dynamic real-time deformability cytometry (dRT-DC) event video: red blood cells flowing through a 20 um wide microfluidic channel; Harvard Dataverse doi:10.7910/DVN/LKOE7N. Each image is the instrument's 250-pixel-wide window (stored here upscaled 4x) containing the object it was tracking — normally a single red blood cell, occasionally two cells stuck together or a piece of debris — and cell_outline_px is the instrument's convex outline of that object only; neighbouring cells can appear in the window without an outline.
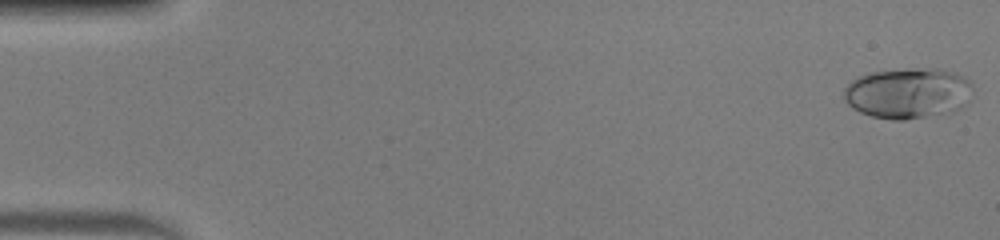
{"species": "human", "species_latin": "Homo sapiens", "temperature_condition": "warm", "stored_images_in_passage": 51, "camera_frame_rate_fps": 3000, "um_per_image_px": 0.085, "donor": {"sex": "male"}, "frame": {"image": 1, "passage_image": 1, "time_ms": 0.0, "image_size_px": [1000, 240], "cell_outline_px": [[972, 88], [964, 104], [960, 108], [952, 112], [904, 120], [892, 120], [872, 116], [860, 112], [852, 108], [844, 100], [844, 88], [852, 80], [860, 76], [872, 72], [932, 68], [936, 68], [956, 72], [972, 80]], "centroid_in_image_um": [77.18, 7.92], "position_along_channel_um": 7.8, "area_um2": 37.92}}
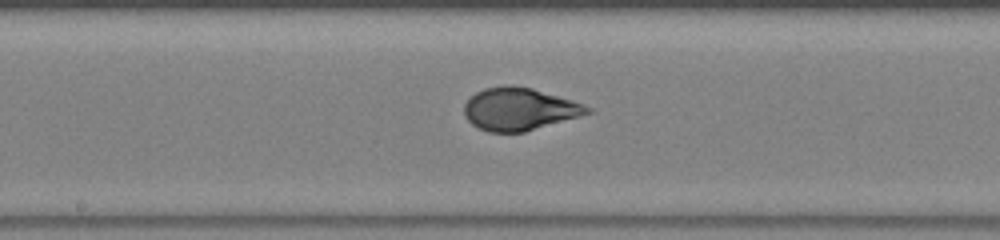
{"frame": {"image": 2, "passage_image": 27, "time_ms": 8.667, "image_size_px": [1000, 240], "cell_outline_px": [[592, 112], [580, 116], [524, 132], [488, 132], [472, 124], [464, 116], [464, 104], [476, 92], [484, 88], [504, 84], [512, 84], [532, 88], [572, 100], [584, 104], [592, 108]], "centroid_in_image_um": [44.13, 9.26], "position_along_channel_um": 204.1, "area_um2": 30.58}}
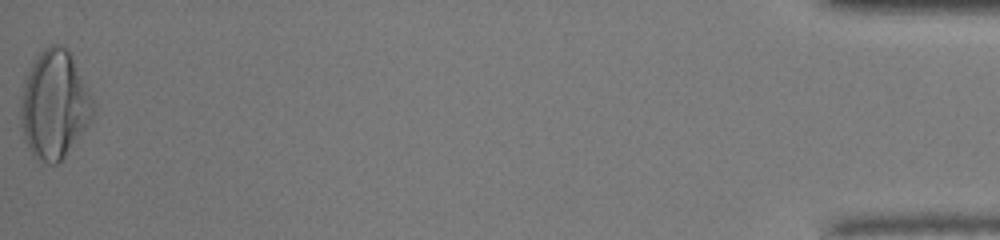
{"frame": {"image": 3, "passage_image": 51, "time_ms": 16.667, "image_size_px": [1000, 240], "cell_outline_px": [[92, 116], [84, 128], [64, 156], [56, 164], [52, 164], [40, 160], [32, 156], [24, 136], [20, 116], [20, 108], [24, 84], [32, 64], [40, 52], [44, 48], [52, 44], [56, 44], [68, 48], [92, 100]], "centroid_in_image_um": [4.59, 8.89], "position_along_channel_um": 430.6, "area_um2": 44.22}, "authors_computed_cell_mechanics": {"area_um2": 31.4432, "velocity_mm_per_s": 4.0664, "shape_relaxation_time_tau1_ms": 5.739, "shape_relaxation_time_tau2_ms": null, "deformation_change_tau1": 0.2601, "deformation_change_tau2": null}}